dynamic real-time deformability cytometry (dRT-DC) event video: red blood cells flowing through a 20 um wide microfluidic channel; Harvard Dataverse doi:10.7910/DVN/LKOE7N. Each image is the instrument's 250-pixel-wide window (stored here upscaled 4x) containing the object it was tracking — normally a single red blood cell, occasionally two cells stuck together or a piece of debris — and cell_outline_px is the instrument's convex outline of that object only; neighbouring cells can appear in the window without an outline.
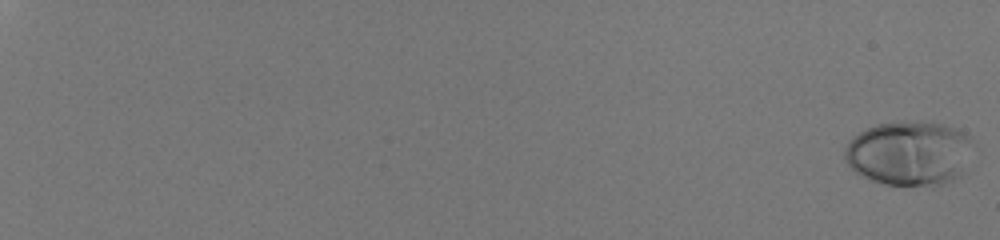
{"species": "human", "species_latin": "Homo sapiens", "temperature_condition": "room temperature", "stored_images_in_passage": 57, "camera_frame_rate_fps": 3000, "um_per_image_px": 0.085, "donor": {"sex": "male"}, "frame": {"image": 1, "passage_image": 1, "time_ms": 0.0, "image_size_px": [1000, 240], "cell_outline_px": [[972, 144], [960, 176], [944, 184], [932, 188], [884, 184], [868, 180], [856, 172], [844, 160], [844, 148], [860, 132], [876, 124], [904, 120], [932, 120], [944, 124], [964, 132], [972, 136]], "centroid_in_image_um": [77.3, 13.03], "position_along_channel_um": 7.7, "area_um2": 49.25}}
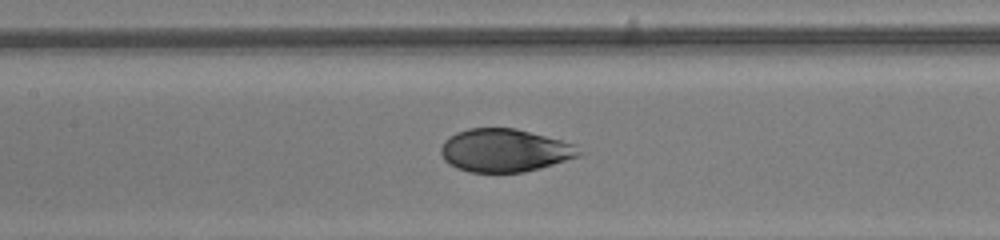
{"frame": {"image": 2, "passage_image": 34, "time_ms": 11.0, "image_size_px": [1000, 240], "cell_outline_px": [[584, 152], [576, 156], [540, 168], [524, 172], [468, 172], [456, 168], [448, 164], [444, 160], [440, 152], [440, 148], [444, 140], [456, 132], [468, 128], [516, 128], [576, 144]], "centroid_in_image_um": [42.86, 12.78], "position_along_channel_um": 164.5, "area_um2": 34.68}}
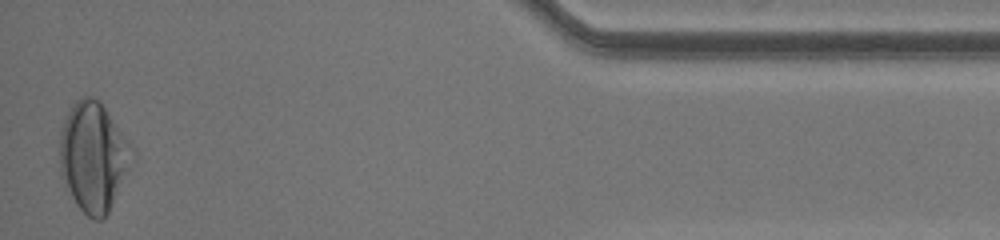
{"frame": {"image": 3, "passage_image": 57, "time_ms": 18.667, "image_size_px": [1000, 240], "cell_outline_px": [[132, 148], [108, 212], [100, 220], [92, 220], [76, 204], [64, 184], [60, 176], [60, 132], [64, 120], [72, 104], [76, 100], [84, 96], [92, 96], [100, 100], [128, 140]], "centroid_in_image_um": [7.84, 13.26], "position_along_channel_um": 427.4, "area_um2": 44.56}, "authors_computed_cell_mechanics": {"area_um2": 38.7838, "velocity_mm_per_s": 4.0784, "shape_relaxation_time_tau1_ms": 3.2313, "shape_relaxation_time_tau2_ms": null, "deformation_change_tau1": 0.1783, "deformation_change_tau2": null}}